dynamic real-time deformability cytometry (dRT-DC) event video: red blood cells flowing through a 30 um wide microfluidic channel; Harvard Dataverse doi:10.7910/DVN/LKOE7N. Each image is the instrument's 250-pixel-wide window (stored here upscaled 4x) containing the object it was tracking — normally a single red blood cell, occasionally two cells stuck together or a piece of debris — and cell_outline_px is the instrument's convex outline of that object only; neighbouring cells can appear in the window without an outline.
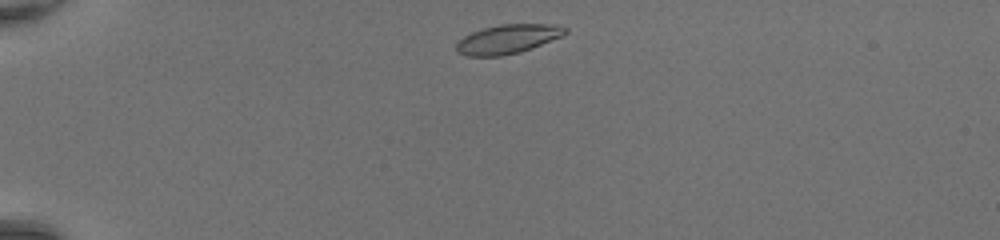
{"species": "common noctule bat (a hibernating species)", "species_latin": "Nyctalus noctula", "temperature_condition": "room temperature", "stored_images_in_passage": 38, "camera_frame_rate_fps": 3000, "um_per_image_px": 0.085, "animal": {"sex": "female", "body_mass_g": 20.0, "forearm_length_mm": 54.0}, "frame": {"image": 1, "passage_image": 2, "time_ms": 0.333, "image_size_px": [1000, 240], "cell_outline_px": [[568, 32], [560, 36], [532, 48], [520, 52], [500, 56], [464, 56], [456, 52], [456, 44], [464, 36], [472, 32], [484, 28], [500, 24], [556, 24], [568, 28]], "centroid_in_image_um": [43.14, 3.32], "position_along_channel_um": 41.9, "area_um2": 18.44}}
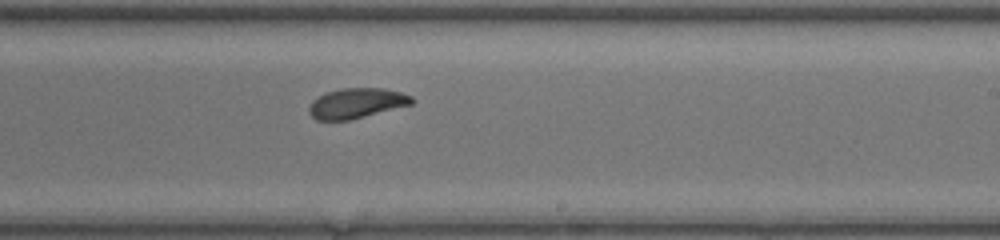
{"frame": {"image": 2, "passage_image": 21, "time_ms": 6.667, "image_size_px": [1000, 240], "cell_outline_px": [[416, 100], [412, 104], [348, 120], [316, 120], [308, 112], [308, 108], [312, 100], [328, 92], [340, 88], [384, 88], [400, 92], [412, 96]], "centroid_in_image_um": [30.31, 8.76], "position_along_channel_um": 258.7, "area_um2": 17.92}}
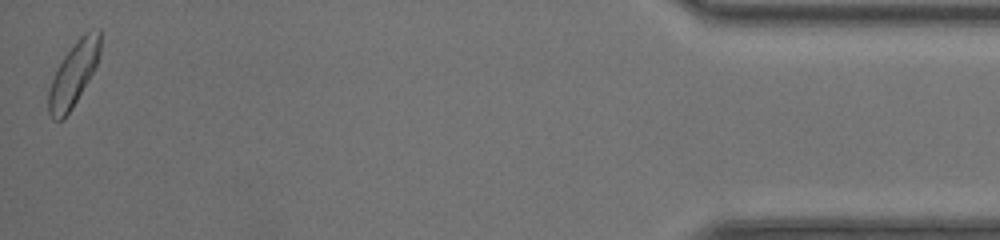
{"frame": {"image": 3, "passage_image": 38, "time_ms": 12.333, "image_size_px": [1000, 240], "cell_outline_px": [[100, 52], [96, 68], [72, 108], [64, 120], [52, 120], [48, 112], [48, 88], [56, 68], [64, 56], [76, 40], [84, 32], [100, 28]], "centroid_in_image_um": [6.24, 6.31], "position_along_channel_um": 429.0, "area_um2": 19.54}, "authors_computed_cell_mechanics": {"area_um2": 18.4382, "velocity_mm_per_s": 4.3324, "shape_relaxation_time_tau1_ms": 2.2722, "shape_relaxation_time_tau2_ms": 1.8718, "deformation_change_tau1": 0.1315, "deformation_change_tau2": 0.0733}}